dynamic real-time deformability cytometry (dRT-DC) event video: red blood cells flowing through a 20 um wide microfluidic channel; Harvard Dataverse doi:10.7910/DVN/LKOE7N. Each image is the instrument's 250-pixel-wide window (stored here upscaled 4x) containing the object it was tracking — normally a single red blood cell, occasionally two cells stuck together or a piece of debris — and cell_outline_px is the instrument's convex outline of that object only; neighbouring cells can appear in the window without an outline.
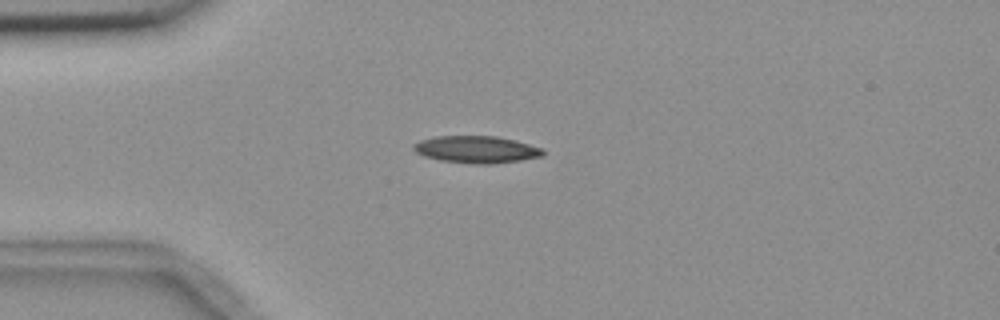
{"species": "common noctule bat (a hibernating species)", "species_latin": "Nyctalus noctula", "temperature_condition": "room temperature", "stored_images_in_passage": 4, "camera_frame_rate_fps": 3000, "um_per_image_px": 0.085, "animal": {"sex": "female", "body_mass_g": 18.4}, "frame": {"image": 1, "passage_image": 3, "time_ms": 2.333, "image_size_px": [1000, 320], "cell_outline_px": [[544, 156], [520, 160], [488, 164], [480, 164], [440, 160], [424, 156], [416, 152], [412, 148], [412, 144], [420, 140], [436, 136], [496, 136], [528, 144], [540, 148], [544, 152]], "centroid_in_image_um": [40.45, 12.7], "position_along_channel_um": 44.6, "area_um2": 20.17}}